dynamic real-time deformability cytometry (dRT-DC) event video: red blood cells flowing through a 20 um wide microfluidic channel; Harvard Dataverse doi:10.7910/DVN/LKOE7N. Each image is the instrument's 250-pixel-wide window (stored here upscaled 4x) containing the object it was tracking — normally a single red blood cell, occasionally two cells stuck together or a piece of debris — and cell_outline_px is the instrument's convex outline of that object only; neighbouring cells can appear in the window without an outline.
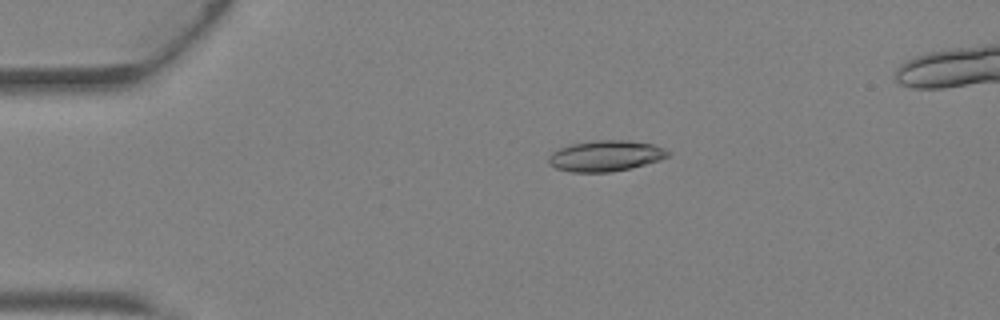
{"species": "Egyptian fruit bat (a non-hibernating species)", "species_latin": "Rousettus aegyptiacus", "temperature_condition": "warm", "stored_images_in_passage": 45, "camera_frame_rate_fps": 3000, "um_per_image_px": 0.085, "animal": {"sex": "female"}, "frame": {"image": 1, "passage_image": 10, "time_ms": 3.0, "image_size_px": [1000, 320], "cell_outline_px": [[672, 152], [668, 156], [660, 160], [612, 172], [572, 172], [556, 168], [548, 164], [548, 156], [552, 152], [560, 148], [572, 144], [596, 140], [628, 140], [652, 144], [664, 148]], "centroid_in_image_um": [51.47, 13.24], "position_along_channel_um": 33.5, "area_um2": 21.39}}
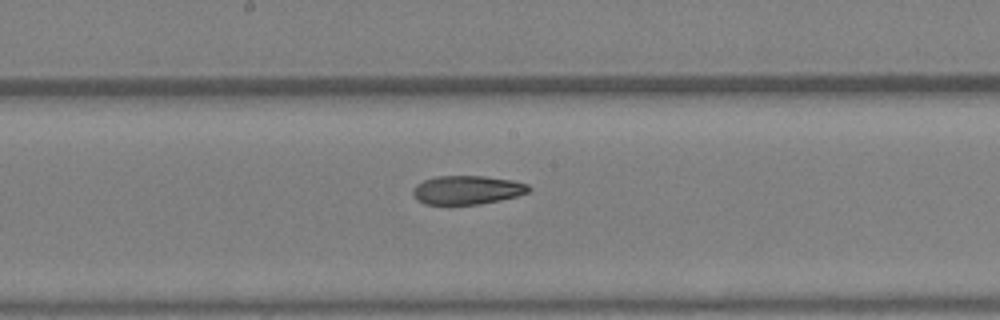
{"frame": {"image": 2, "passage_image": 24, "time_ms": 7.667, "image_size_px": [1000, 320], "cell_outline_px": [[532, 188], [528, 192], [516, 196], [500, 200], [480, 204], [424, 204], [416, 200], [412, 192], [412, 188], [416, 184], [424, 180], [436, 176], [484, 176], [512, 180], [528, 184]], "centroid_in_image_um": [39.68, 16.14], "position_along_channel_um": 208.5, "area_um2": 19.48}}
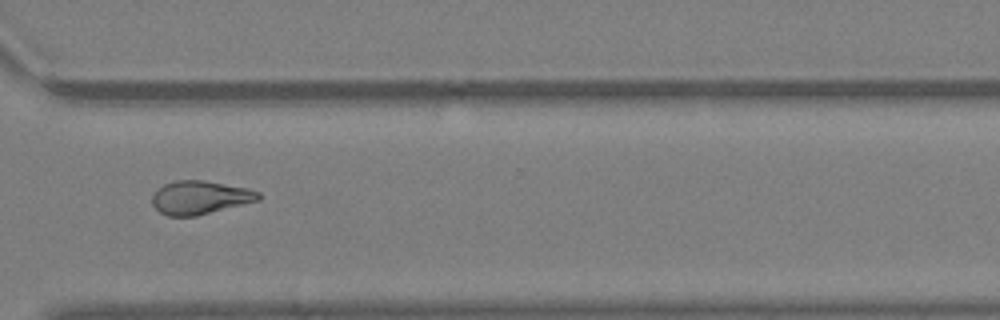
{"frame": {"image": 3, "passage_image": 33, "time_ms": 10.667, "image_size_px": [1000, 320], "cell_outline_px": [[260, 200], [196, 216], [168, 216], [160, 212], [152, 204], [152, 196], [156, 188], [164, 184], [176, 180], [204, 180], [248, 188], [260, 192]], "centroid_in_image_um": [16.99, 16.78], "position_along_channel_um": 353.6, "area_um2": 20.81}, "authors_computed_cell_mechanics": {"area_um2": 20.9814, "velocity_mm_per_s": 4.8391, "shape_relaxation_time_tau1_ms": null, "shape_relaxation_time_tau2_ms": 3.8195, "deformation_change_tau1": null, "deformation_change_tau2": 0.128}}